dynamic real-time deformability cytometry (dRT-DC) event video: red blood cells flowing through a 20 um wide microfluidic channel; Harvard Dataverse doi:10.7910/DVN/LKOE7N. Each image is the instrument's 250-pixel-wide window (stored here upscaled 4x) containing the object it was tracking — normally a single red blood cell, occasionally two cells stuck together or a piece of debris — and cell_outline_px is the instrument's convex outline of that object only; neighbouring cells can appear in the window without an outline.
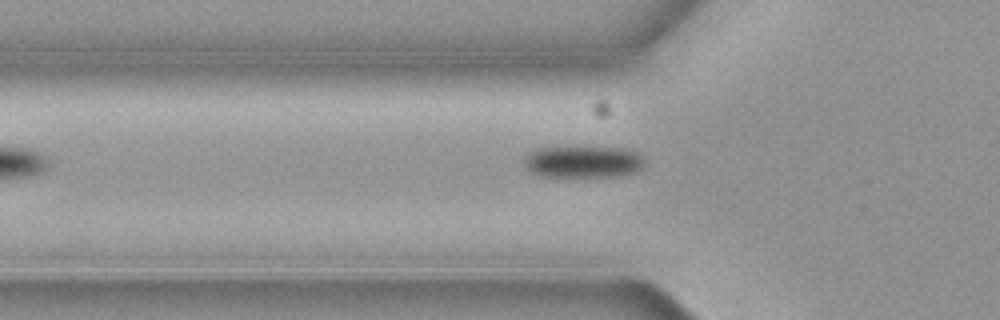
{"species": "common noctule bat (a hibernating species)", "species_latin": "Nyctalus noctula", "temperature_condition": "cold", "stored_images_in_passage": 2, "camera_frame_rate_fps": 3000, "um_per_image_px": 0.085, "animal": {"sex": "female", "body_mass_g": 19.3, "forearm_length_mm": 54.1}, "frame": {"image": 1, "passage_image": 2, "time_ms": 0.333, "image_size_px": [1000, 320], "cell_outline_px": [[644, 160], [640, 168], [636, 172], [620, 176], [540, 176], [528, 172], [524, 164], [524, 160], [528, 152], [536, 148], [556, 144], [564, 144], [624, 148], [636, 152]], "centroid_in_image_um": [49.47, 13.69], "position_along_channel_um": 76.3, "area_um2": 23.52}}